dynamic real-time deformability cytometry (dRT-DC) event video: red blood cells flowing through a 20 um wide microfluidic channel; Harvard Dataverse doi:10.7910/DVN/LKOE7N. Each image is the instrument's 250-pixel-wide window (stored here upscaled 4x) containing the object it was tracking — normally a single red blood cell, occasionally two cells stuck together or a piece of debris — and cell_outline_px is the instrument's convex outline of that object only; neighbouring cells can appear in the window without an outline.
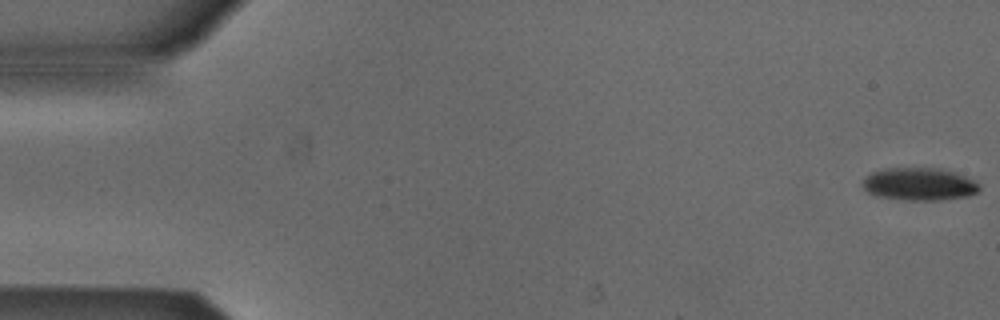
{"species": "Egyptian fruit bat (a non-hibernating species)", "species_latin": "Rousettus aegyptiacus", "temperature_condition": "cold", "stored_images_in_passage": 51, "camera_frame_rate_fps": 3000, "um_per_image_px": 0.085, "animal": {"sex": "male"}, "frame": {"image": 1, "passage_image": 1, "time_ms": 0.0, "image_size_px": [1000, 320], "cell_outline_px": [[980, 188], [976, 192], [968, 196], [940, 200], [908, 200], [876, 196], [868, 192], [860, 184], [864, 176], [872, 172], [884, 168], [940, 168], [956, 172], [980, 184]], "centroid_in_image_um": [78.09, 15.64], "position_along_channel_um": 6.9, "area_um2": 22.37}}
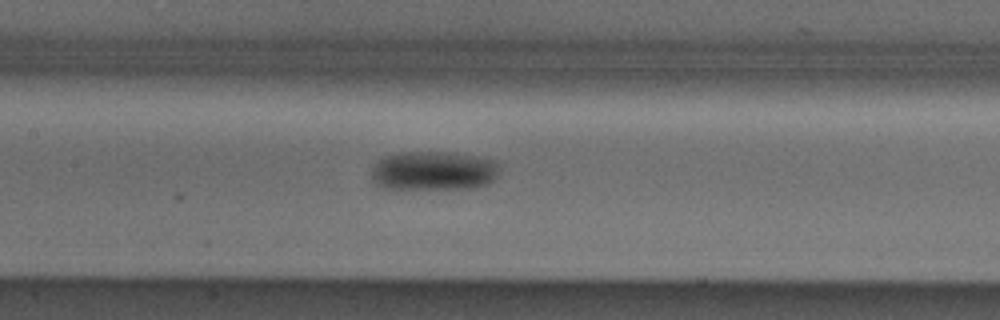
{"frame": {"image": 2, "passage_image": 25, "time_ms": 8.0, "image_size_px": [1000, 320], "cell_outline_px": [[500, 168], [496, 176], [488, 184], [472, 188], [380, 188], [376, 184], [372, 176], [372, 168], [384, 156], [400, 152], [452, 152], [492, 160]], "centroid_in_image_um": [36.83, 14.51], "position_along_channel_um": 170.6, "area_um2": 28.9}}
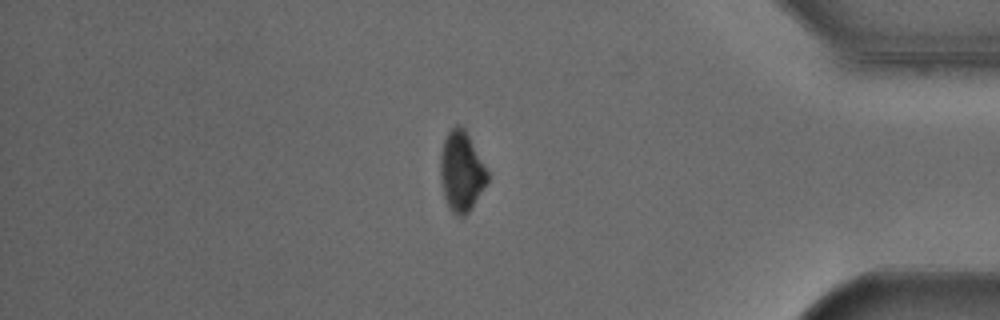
{"frame": {"image": 3, "passage_image": 45, "time_ms": 14.667, "image_size_px": [1000, 320], "cell_outline_px": [[488, 184], [468, 212], [464, 216], [456, 216], [452, 212], [444, 196], [440, 180], [440, 152], [444, 140], [448, 132], [456, 124], [460, 124], [464, 128], [488, 172]], "centroid_in_image_um": [39.21, 14.58], "position_along_channel_um": 396.0, "area_um2": 21.91}, "authors_computed_cell_mechanics": {"area_um2": 24.9696, "velocity_mm_per_s": 3.8863, "shape_relaxation_time_tau1_ms": 2.1024, "shape_relaxation_time_tau2_ms": null, "deformation_change_tau1": 0.0712, "deformation_change_tau2": null}}